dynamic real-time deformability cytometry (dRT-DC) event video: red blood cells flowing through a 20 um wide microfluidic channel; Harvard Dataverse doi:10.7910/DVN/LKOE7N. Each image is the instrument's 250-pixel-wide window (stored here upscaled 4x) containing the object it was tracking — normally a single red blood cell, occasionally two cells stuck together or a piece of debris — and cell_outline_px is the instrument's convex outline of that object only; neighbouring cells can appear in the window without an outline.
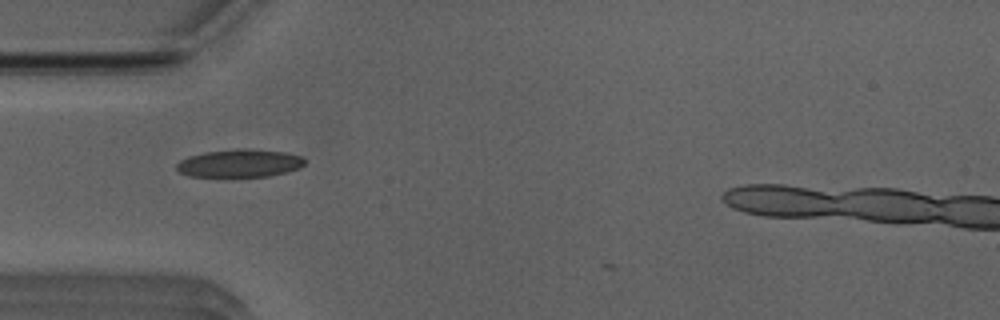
{"species": "Egyptian fruit bat (a non-hibernating species)", "species_latin": "Rousettus aegyptiacus", "temperature_condition": "room temperature", "stored_images_in_passage": 32, "camera_frame_rate_fps": 3000, "um_per_image_px": 0.085, "animal": {"sex": "male"}, "frame": {"image": 1, "passage_image": 4, "time_ms": 1.0, "image_size_px": [1000, 320], "cell_outline_px": [[304, 164], [300, 168], [268, 176], [188, 176], [180, 172], [176, 168], [176, 164], [180, 160], [188, 156], [204, 152], [236, 148], [248, 148], [284, 152], [300, 156], [304, 160]], "centroid_in_image_um": [20.33, 13.86], "position_along_channel_um": 64.7, "area_um2": 20.75}}
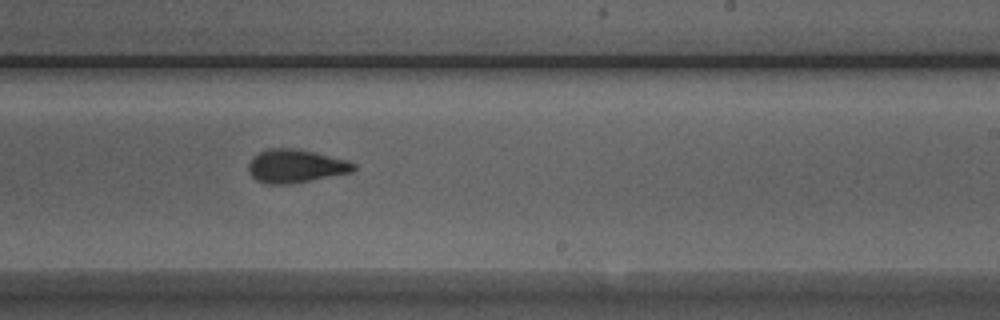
{"frame": {"image": 2, "passage_image": 19, "time_ms": 6.0, "image_size_px": [1000, 320], "cell_outline_px": [[356, 168], [352, 172], [292, 184], [264, 184], [256, 180], [248, 172], [248, 164], [252, 156], [268, 148], [292, 148], [312, 152], [348, 160], [356, 164]], "centroid_in_image_um": [25.1, 14.13], "position_along_channel_um": 263.9, "area_um2": 20.52}}
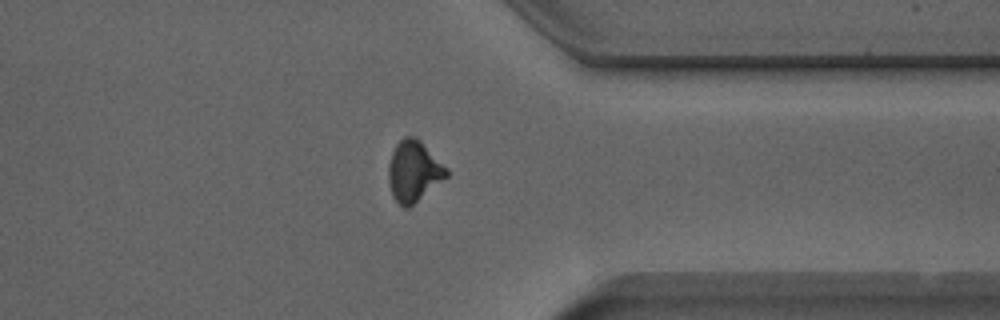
{"frame": {"image": 3, "passage_image": 28, "time_ms": 9.0, "image_size_px": [1000, 320], "cell_outline_px": [[448, 176], [408, 208], [404, 208], [392, 196], [388, 180], [388, 168], [392, 152], [396, 144], [404, 136], [416, 136], [448, 168]], "centroid_in_image_um": [35.16, 14.54], "position_along_channel_um": 376.2, "area_um2": 20.52}}